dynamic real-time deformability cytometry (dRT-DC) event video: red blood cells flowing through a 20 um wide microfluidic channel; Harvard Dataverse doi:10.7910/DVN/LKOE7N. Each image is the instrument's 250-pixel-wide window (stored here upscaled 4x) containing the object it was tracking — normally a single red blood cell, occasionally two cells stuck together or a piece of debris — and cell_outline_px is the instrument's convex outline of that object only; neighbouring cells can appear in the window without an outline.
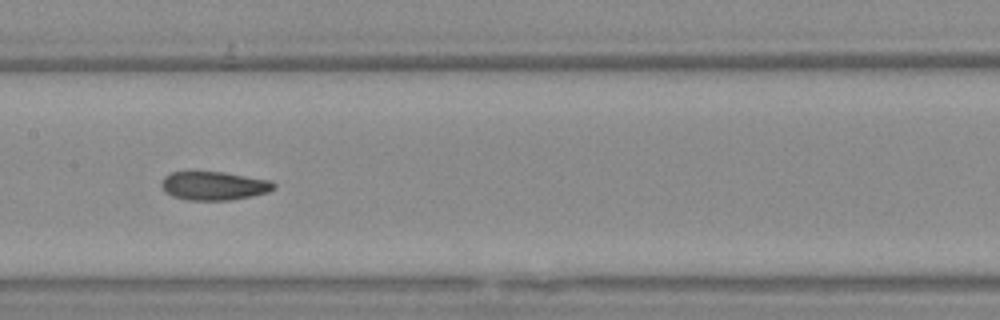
{"species": "Egyptian fruit bat (a non-hibernating species)", "species_latin": "Rousettus aegyptiacus", "temperature_condition": "warm", "stored_images_in_passage": 39, "camera_frame_rate_fps": 3000, "um_per_image_px": 0.085, "animal": {"sex": "female"}, "frame": {"image": 1, "passage_image": 12, "time_ms": 3.667, "image_size_px": [1000, 320], "cell_outline_px": [[276, 188], [268, 192], [252, 196], [228, 200], [188, 200], [172, 196], [164, 192], [160, 184], [164, 176], [172, 172], [224, 172], [272, 180], [276, 184]], "centroid_in_image_um": [18.2, 15.79], "position_along_channel_um": 189.2, "area_um2": 18.9}}
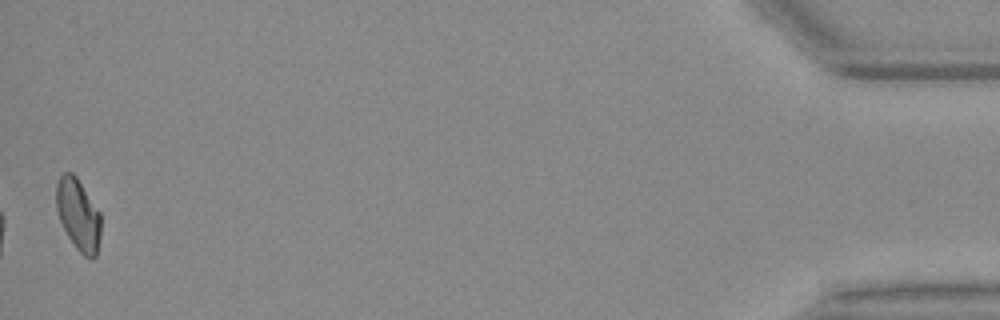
{"frame": {"image": 2, "passage_image": 39, "time_ms": 12.667, "image_size_px": [1000, 320], "cell_outline_px": [[100, 236], [96, 256], [92, 260], [84, 256], [76, 248], [68, 236], [60, 220], [56, 208], [56, 184], [60, 176], [64, 172], [72, 172], [76, 176], [100, 212]], "centroid_in_image_um": [6.65, 18.25], "position_along_channel_um": 428.6, "area_um2": 18.55}, "authors_computed_cell_mechanics": {"area_um2": 18.8428, "velocity_mm_per_s": 3.6863, "shape_relaxation_time_tau1_ms": null, "shape_relaxation_time_tau2_ms": 4.1705, "deformation_change_tau1": null, "deformation_change_tau2": 0.1006}}